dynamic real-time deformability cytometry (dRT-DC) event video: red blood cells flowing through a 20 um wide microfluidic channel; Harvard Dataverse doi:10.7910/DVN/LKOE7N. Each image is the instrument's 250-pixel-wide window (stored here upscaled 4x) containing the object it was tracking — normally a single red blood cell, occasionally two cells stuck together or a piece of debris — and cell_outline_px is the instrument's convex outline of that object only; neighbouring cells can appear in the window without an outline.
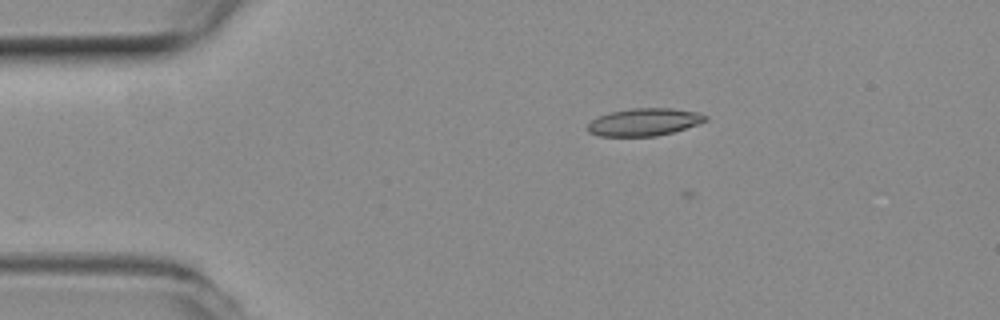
{"species": "common noctule bat (a hibernating species)", "species_latin": "Nyctalus noctula", "temperature_condition": "room temperature", "stored_images_in_passage": 2, "camera_frame_rate_fps": 3000, "um_per_image_px": 0.085, "animal": {"sex": "female", "body_mass_g": 19.3, "forearm_length_mm": 54.1}, "frame": {"image": 1, "passage_image": 1, "time_ms": 0.0, "image_size_px": [1000, 320], "cell_outline_px": [[708, 120], [672, 132], [656, 136], [600, 136], [588, 132], [588, 124], [592, 120], [608, 112], [632, 108], [672, 108], [696, 112], [708, 116]], "centroid_in_image_um": [54.74, 10.37], "position_along_channel_um": 30.3, "area_um2": 18.73}}